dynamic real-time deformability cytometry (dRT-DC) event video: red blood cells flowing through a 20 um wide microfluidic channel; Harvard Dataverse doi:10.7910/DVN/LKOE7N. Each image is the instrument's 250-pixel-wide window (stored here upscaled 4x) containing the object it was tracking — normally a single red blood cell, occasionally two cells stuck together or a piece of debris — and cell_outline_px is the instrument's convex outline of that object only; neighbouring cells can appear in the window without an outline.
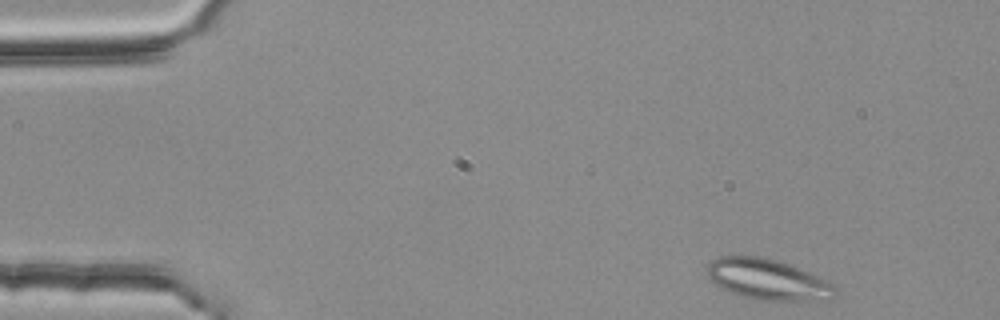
{"species": "common noctule bat (a hibernating species)", "species_latin": "Nyctalus noctula", "temperature_condition": "room temperature", "stored_images_in_passage": 3, "camera_frame_rate_fps": 3000, "um_per_image_px": 0.085, "animal": {"sex": "female", "body_mass_g": 25.1}, "frame": {"image": 1, "passage_image": 1, "time_ms": 0.0, "image_size_px": [1000, 320], "cell_outline_px": [[840, 292], [836, 300], [808, 304], [760, 300], [740, 296], [720, 288], [708, 280], [704, 272], [708, 264], [712, 260], [720, 256], [764, 256], [792, 264], [836, 284], [840, 288]], "centroid_in_image_um": [65.41, 23.82], "position_along_channel_um": 19.6, "area_um2": 32.66}}
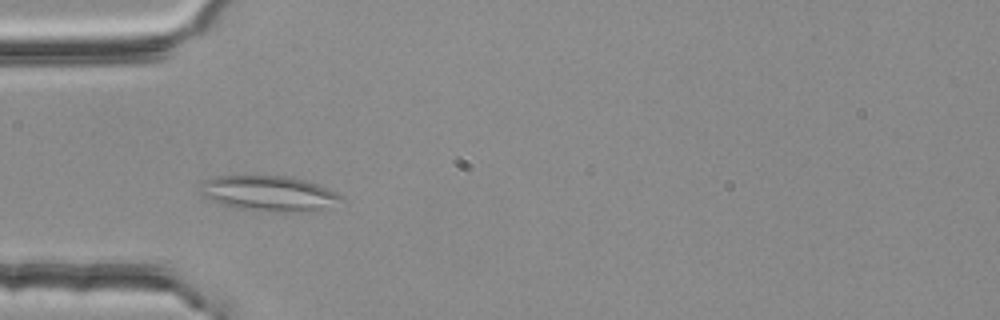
{"frame": {"image": 2, "passage_image": 3, "time_ms": 0.667, "image_size_px": [1000, 320], "cell_outline_px": [[344, 196], [320, 208], [304, 212], [256, 212], [236, 208], [220, 204], [204, 196], [200, 192], [200, 184], [204, 180], [216, 176], [284, 176], [316, 184], [328, 188]], "centroid_in_image_um": [22.74, 16.45], "position_along_channel_um": 62.3, "area_um2": 28.61}}